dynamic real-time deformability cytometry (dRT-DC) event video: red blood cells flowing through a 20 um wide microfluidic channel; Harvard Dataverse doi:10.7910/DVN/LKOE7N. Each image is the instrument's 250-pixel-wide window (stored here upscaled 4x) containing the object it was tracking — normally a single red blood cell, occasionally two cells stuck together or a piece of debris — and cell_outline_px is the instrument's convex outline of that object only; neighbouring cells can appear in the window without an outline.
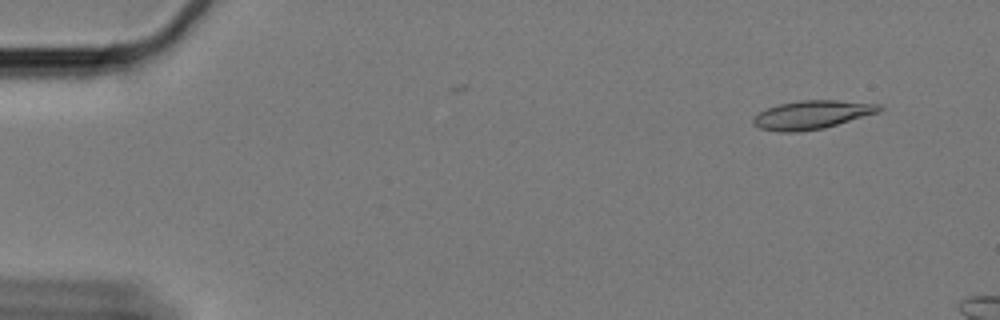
{"species": "Egyptian fruit bat (a non-hibernating species)", "species_latin": "Rousettus aegyptiacus", "temperature_condition": "cold", "stored_images_in_passage": 8, "camera_frame_rate_fps": 3000, "um_per_image_px": 0.085, "animal": {"sex": "female"}, "frame": {"image": 1, "passage_image": 5, "time_ms": 1.333, "image_size_px": [1000, 320], "cell_outline_px": [[884, 108], [880, 112], [824, 128], [800, 132], [780, 132], [760, 128], [752, 124], [752, 120], [760, 112], [768, 108], [780, 104], [800, 100], [836, 100], [884, 104]], "centroid_in_image_um": [69.08, 9.75], "position_along_channel_um": 15.9, "area_um2": 21.04}}